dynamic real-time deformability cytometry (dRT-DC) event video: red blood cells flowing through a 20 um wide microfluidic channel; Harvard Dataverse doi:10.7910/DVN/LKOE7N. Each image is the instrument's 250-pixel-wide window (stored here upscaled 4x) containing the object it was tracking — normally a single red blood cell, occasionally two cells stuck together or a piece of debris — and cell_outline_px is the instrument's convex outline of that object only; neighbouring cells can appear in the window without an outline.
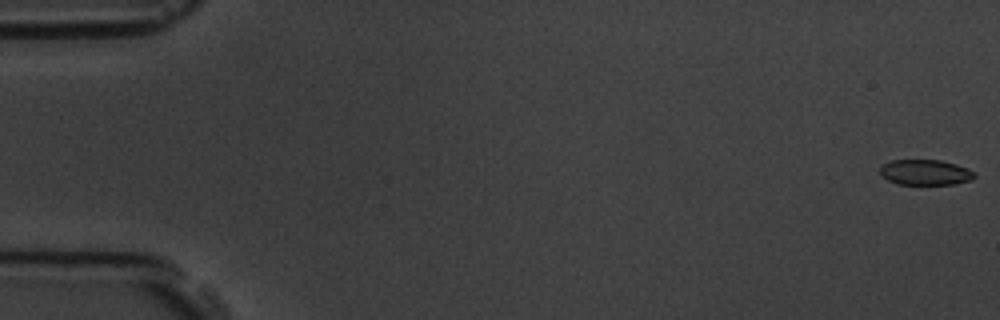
{"species": "common noctule bat (a hibernating species)", "species_latin": "Nyctalus noctula", "temperature_condition": "room temperature", "stored_images_in_passage": 6, "camera_frame_rate_fps": 3000, "um_per_image_px": 0.085, "animal": {"sex": "male", "body_mass_g": 19.5, "forearm_length_mm": 54.6}, "frame": {"image": 1, "passage_image": 1, "time_ms": 0.0, "image_size_px": [1000, 320], "cell_outline_px": [[976, 176], [972, 180], [952, 184], [896, 184], [888, 180], [880, 172], [880, 168], [884, 164], [892, 160], [940, 160], [956, 164], [976, 172]], "centroid_in_image_um": [78.68, 14.65], "position_along_channel_um": 6.3, "area_um2": 13.93}}